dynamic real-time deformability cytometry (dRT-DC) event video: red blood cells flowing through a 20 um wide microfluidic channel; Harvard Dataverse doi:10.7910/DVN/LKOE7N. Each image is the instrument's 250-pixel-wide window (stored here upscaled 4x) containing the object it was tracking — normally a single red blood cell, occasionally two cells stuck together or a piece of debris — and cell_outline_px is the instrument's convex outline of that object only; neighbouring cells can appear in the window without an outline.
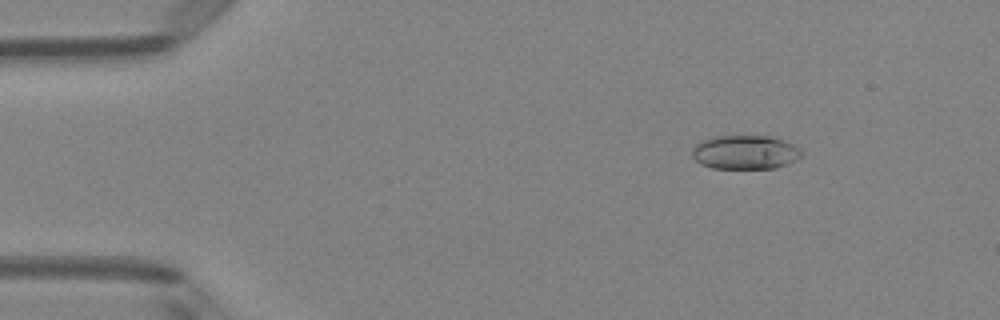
{"species": "Egyptian fruit bat (a non-hibernating species)", "species_latin": "Rousettus aegyptiacus", "temperature_condition": "room temperature", "stored_images_in_passage": 51, "camera_frame_rate_fps": 3000, "um_per_image_px": 0.085, "animal": {"sex": "female"}, "frame": {"image": 1, "passage_image": 7, "time_ms": 2.0, "image_size_px": [1000, 320], "cell_outline_px": [[804, 152], [796, 160], [772, 168], [712, 168], [700, 164], [692, 156], [692, 152], [696, 144], [700, 140], [716, 136], [768, 136], [792, 144], [800, 148]], "centroid_in_image_um": [63.3, 12.94], "position_along_channel_um": 21.7, "area_um2": 21.44}}
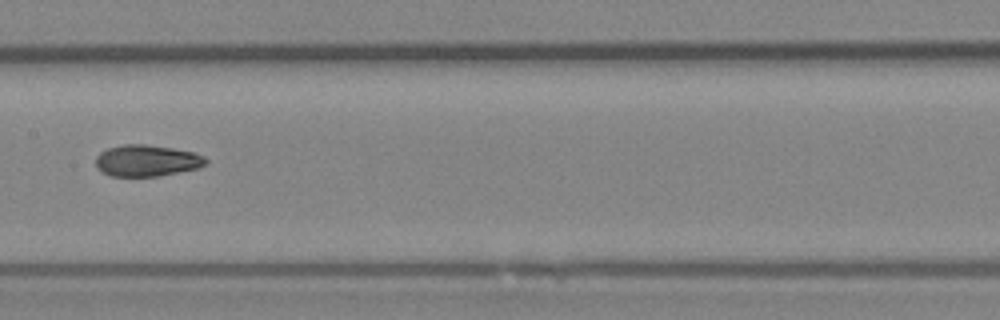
{"frame": {"image": 2, "passage_image": 26, "time_ms": 8.333, "image_size_px": [1000, 320], "cell_outline_px": [[208, 164], [200, 168], [160, 176], [112, 176], [100, 172], [96, 168], [96, 156], [100, 152], [108, 148], [124, 144], [144, 144], [172, 148], [196, 152], [204, 156], [208, 160]], "centroid_in_image_um": [12.51, 13.66], "position_along_channel_um": 194.9, "area_um2": 20.52}}
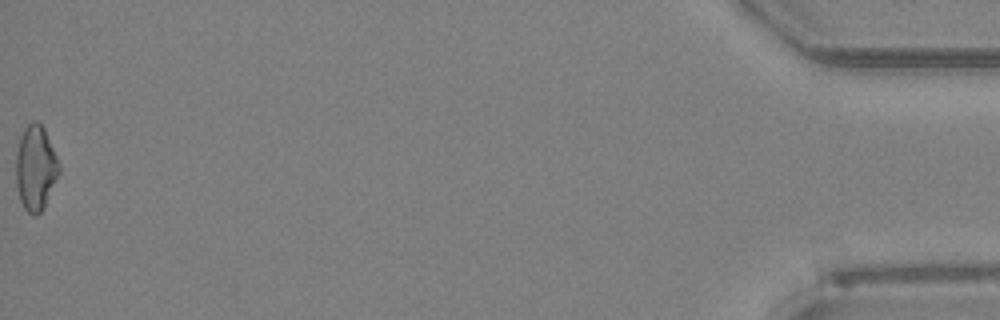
{"frame": {"image": 3, "passage_image": 51, "time_ms": 16.667, "image_size_px": [1000, 320], "cell_outline_px": [[60, 172], [44, 208], [36, 216], [32, 216], [24, 208], [20, 200], [16, 184], [16, 152], [20, 136], [24, 128], [32, 120], [36, 120], [44, 128], [60, 164]], "centroid_in_image_um": [3.02, 14.28], "position_along_channel_um": 432.2, "area_um2": 21.5}, "authors_computed_cell_mechanics": {"area_um2": 20.9236, "velocity_mm_per_s": 4.0386, "shape_relaxation_time_tau1_ms": 4.2835, "shape_relaxation_time_tau2_ms": 3.4157, "deformation_change_tau1": 0.139, "deformation_change_tau2": 0.0893}}